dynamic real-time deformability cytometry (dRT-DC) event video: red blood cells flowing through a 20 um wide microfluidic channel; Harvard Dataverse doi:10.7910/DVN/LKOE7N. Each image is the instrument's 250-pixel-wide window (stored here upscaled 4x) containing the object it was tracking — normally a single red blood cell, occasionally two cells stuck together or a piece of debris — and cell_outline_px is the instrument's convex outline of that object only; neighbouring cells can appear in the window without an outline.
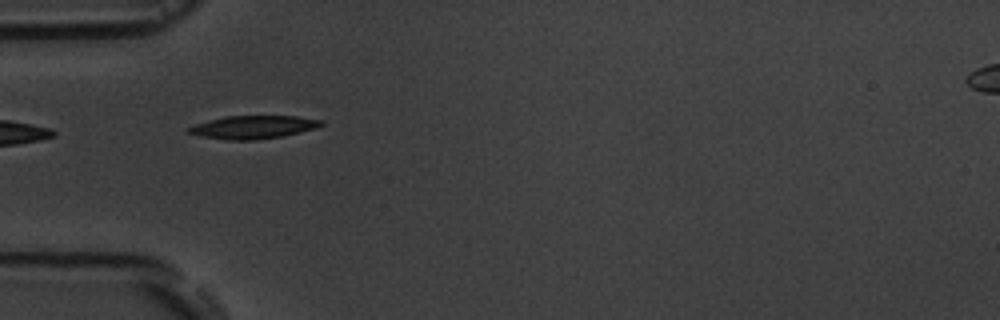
{"species": "common noctule bat (a hibernating species)", "species_latin": "Nyctalus noctula", "temperature_condition": "room temperature", "stored_images_in_passage": 15, "camera_frame_rate_fps": 3000, "um_per_image_px": 0.085, "animal": {"sex": "male", "body_mass_g": 19.5, "forearm_length_mm": 54.6}, "frame": {"image": 1, "passage_image": 5, "time_ms": 5.333, "image_size_px": [1000, 320], "cell_outline_px": [[324, 124], [316, 128], [300, 132], [280, 136], [256, 140], [228, 140], [200, 136], [188, 132], [184, 128], [208, 120], [224, 116], [296, 116], [324, 120]], "centroid_in_image_um": [21.51, 10.8], "position_along_channel_um": 63.5, "area_um2": 17.86}}
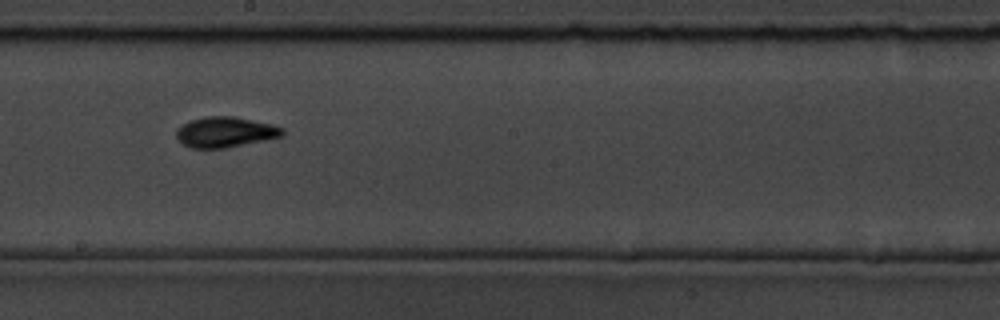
{"frame": {"image": 2, "passage_image": 9, "time_ms": 10.0, "image_size_px": [1000, 320], "cell_outline_px": [[284, 136], [224, 148], [192, 148], [184, 144], [176, 136], [176, 128], [192, 120], [208, 116], [232, 116], [272, 124], [284, 128]], "centroid_in_image_um": [19.17, 11.22], "position_along_channel_um": 229.0, "area_um2": 18.61}}
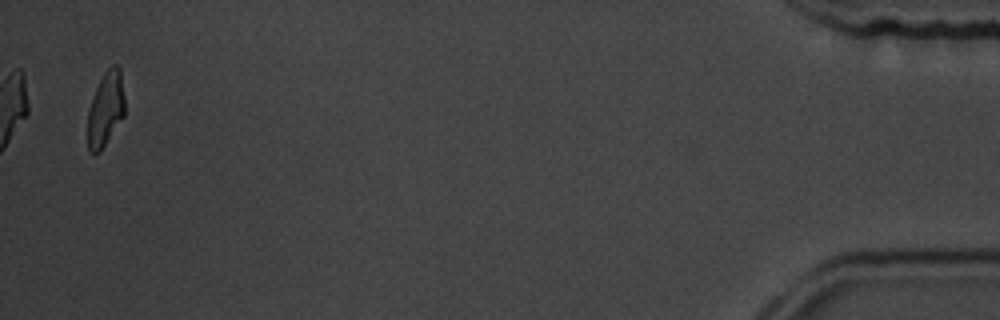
{"frame": {"image": 3, "passage_image": 15, "time_ms": 18.0, "image_size_px": [1000, 320], "cell_outline_px": [[124, 116], [100, 152], [88, 152], [88, 108], [96, 88], [104, 72], [112, 64], [116, 64], [120, 68], [124, 96]], "centroid_in_image_um": [8.98, 9.26], "position_along_channel_um": 426.2, "area_um2": 16.07}, "authors_computed_cell_mechanics": {"area_um2": 17.8602, "velocity_mm_per_s": 3.581, "shape_relaxation_time_tau1_ms": 2.9284, "shape_relaxation_time_tau2_ms": 2.9035, "deformation_change_tau1": 0.1313, "deformation_change_tau2": 0.0776}}